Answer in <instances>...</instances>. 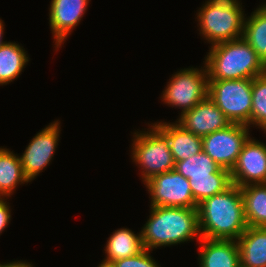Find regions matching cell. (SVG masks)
<instances>
[{
	"mask_svg": "<svg viewBox=\"0 0 266 267\" xmlns=\"http://www.w3.org/2000/svg\"><path fill=\"white\" fill-rule=\"evenodd\" d=\"M240 267H266V227H247L237 239Z\"/></svg>",
	"mask_w": 266,
	"mask_h": 267,
	"instance_id": "16",
	"label": "cell"
},
{
	"mask_svg": "<svg viewBox=\"0 0 266 267\" xmlns=\"http://www.w3.org/2000/svg\"><path fill=\"white\" fill-rule=\"evenodd\" d=\"M144 185L150 206L197 208L188 179L174 169L153 176Z\"/></svg>",
	"mask_w": 266,
	"mask_h": 267,
	"instance_id": "8",
	"label": "cell"
},
{
	"mask_svg": "<svg viewBox=\"0 0 266 267\" xmlns=\"http://www.w3.org/2000/svg\"><path fill=\"white\" fill-rule=\"evenodd\" d=\"M199 244V267H240L237 240L201 238Z\"/></svg>",
	"mask_w": 266,
	"mask_h": 267,
	"instance_id": "14",
	"label": "cell"
},
{
	"mask_svg": "<svg viewBox=\"0 0 266 267\" xmlns=\"http://www.w3.org/2000/svg\"><path fill=\"white\" fill-rule=\"evenodd\" d=\"M29 55L19 43L7 41L0 47V86L7 85L21 75L29 62Z\"/></svg>",
	"mask_w": 266,
	"mask_h": 267,
	"instance_id": "19",
	"label": "cell"
},
{
	"mask_svg": "<svg viewBox=\"0 0 266 267\" xmlns=\"http://www.w3.org/2000/svg\"><path fill=\"white\" fill-rule=\"evenodd\" d=\"M266 132V73L253 78L251 127Z\"/></svg>",
	"mask_w": 266,
	"mask_h": 267,
	"instance_id": "24",
	"label": "cell"
},
{
	"mask_svg": "<svg viewBox=\"0 0 266 267\" xmlns=\"http://www.w3.org/2000/svg\"><path fill=\"white\" fill-rule=\"evenodd\" d=\"M203 68H184L171 76L161 94L164 104L181 109V115L208 97L209 78Z\"/></svg>",
	"mask_w": 266,
	"mask_h": 267,
	"instance_id": "7",
	"label": "cell"
},
{
	"mask_svg": "<svg viewBox=\"0 0 266 267\" xmlns=\"http://www.w3.org/2000/svg\"><path fill=\"white\" fill-rule=\"evenodd\" d=\"M152 251L143 249L140 253L114 261L115 267H161L151 256Z\"/></svg>",
	"mask_w": 266,
	"mask_h": 267,
	"instance_id": "25",
	"label": "cell"
},
{
	"mask_svg": "<svg viewBox=\"0 0 266 267\" xmlns=\"http://www.w3.org/2000/svg\"><path fill=\"white\" fill-rule=\"evenodd\" d=\"M230 173L239 187L266 184V143L249 137Z\"/></svg>",
	"mask_w": 266,
	"mask_h": 267,
	"instance_id": "11",
	"label": "cell"
},
{
	"mask_svg": "<svg viewBox=\"0 0 266 267\" xmlns=\"http://www.w3.org/2000/svg\"><path fill=\"white\" fill-rule=\"evenodd\" d=\"M89 2L90 0H51L48 19L56 51L79 25Z\"/></svg>",
	"mask_w": 266,
	"mask_h": 267,
	"instance_id": "12",
	"label": "cell"
},
{
	"mask_svg": "<svg viewBox=\"0 0 266 267\" xmlns=\"http://www.w3.org/2000/svg\"><path fill=\"white\" fill-rule=\"evenodd\" d=\"M197 211L201 238L237 240L248 227L241 189L235 184L201 201Z\"/></svg>",
	"mask_w": 266,
	"mask_h": 267,
	"instance_id": "1",
	"label": "cell"
},
{
	"mask_svg": "<svg viewBox=\"0 0 266 267\" xmlns=\"http://www.w3.org/2000/svg\"><path fill=\"white\" fill-rule=\"evenodd\" d=\"M4 27H5L4 22L0 18V47L7 42V41H3V39H4L3 36H4V31H5Z\"/></svg>",
	"mask_w": 266,
	"mask_h": 267,
	"instance_id": "28",
	"label": "cell"
},
{
	"mask_svg": "<svg viewBox=\"0 0 266 267\" xmlns=\"http://www.w3.org/2000/svg\"><path fill=\"white\" fill-rule=\"evenodd\" d=\"M194 201H201L215 194H219L229 188L233 183L230 170L221 168L213 177H201L188 179Z\"/></svg>",
	"mask_w": 266,
	"mask_h": 267,
	"instance_id": "22",
	"label": "cell"
},
{
	"mask_svg": "<svg viewBox=\"0 0 266 267\" xmlns=\"http://www.w3.org/2000/svg\"><path fill=\"white\" fill-rule=\"evenodd\" d=\"M0 267H33L32 263L27 262L26 260H16L10 261L7 263H0Z\"/></svg>",
	"mask_w": 266,
	"mask_h": 267,
	"instance_id": "27",
	"label": "cell"
},
{
	"mask_svg": "<svg viewBox=\"0 0 266 267\" xmlns=\"http://www.w3.org/2000/svg\"><path fill=\"white\" fill-rule=\"evenodd\" d=\"M21 159L9 148L0 147V198L9 199L19 185L29 183ZM9 197V198H8Z\"/></svg>",
	"mask_w": 266,
	"mask_h": 267,
	"instance_id": "17",
	"label": "cell"
},
{
	"mask_svg": "<svg viewBox=\"0 0 266 267\" xmlns=\"http://www.w3.org/2000/svg\"><path fill=\"white\" fill-rule=\"evenodd\" d=\"M184 130L201 138L231 124L222 110L208 96L175 121Z\"/></svg>",
	"mask_w": 266,
	"mask_h": 267,
	"instance_id": "13",
	"label": "cell"
},
{
	"mask_svg": "<svg viewBox=\"0 0 266 267\" xmlns=\"http://www.w3.org/2000/svg\"><path fill=\"white\" fill-rule=\"evenodd\" d=\"M141 231L147 250L201 240L197 208L150 206V215Z\"/></svg>",
	"mask_w": 266,
	"mask_h": 267,
	"instance_id": "2",
	"label": "cell"
},
{
	"mask_svg": "<svg viewBox=\"0 0 266 267\" xmlns=\"http://www.w3.org/2000/svg\"><path fill=\"white\" fill-rule=\"evenodd\" d=\"M252 81L209 80L208 96L231 123L251 127Z\"/></svg>",
	"mask_w": 266,
	"mask_h": 267,
	"instance_id": "6",
	"label": "cell"
},
{
	"mask_svg": "<svg viewBox=\"0 0 266 267\" xmlns=\"http://www.w3.org/2000/svg\"><path fill=\"white\" fill-rule=\"evenodd\" d=\"M153 124L167 137L175 162L186 160L203 150L202 138L184 130L176 122L158 121Z\"/></svg>",
	"mask_w": 266,
	"mask_h": 267,
	"instance_id": "15",
	"label": "cell"
},
{
	"mask_svg": "<svg viewBox=\"0 0 266 267\" xmlns=\"http://www.w3.org/2000/svg\"><path fill=\"white\" fill-rule=\"evenodd\" d=\"M240 189L247 225L266 227V184H250Z\"/></svg>",
	"mask_w": 266,
	"mask_h": 267,
	"instance_id": "20",
	"label": "cell"
},
{
	"mask_svg": "<svg viewBox=\"0 0 266 267\" xmlns=\"http://www.w3.org/2000/svg\"><path fill=\"white\" fill-rule=\"evenodd\" d=\"M210 47L203 61L209 80L253 79L266 73V65L243 37Z\"/></svg>",
	"mask_w": 266,
	"mask_h": 267,
	"instance_id": "3",
	"label": "cell"
},
{
	"mask_svg": "<svg viewBox=\"0 0 266 267\" xmlns=\"http://www.w3.org/2000/svg\"><path fill=\"white\" fill-rule=\"evenodd\" d=\"M144 249L141 231L135 234L129 228L115 230L106 242L104 261L114 262L140 253Z\"/></svg>",
	"mask_w": 266,
	"mask_h": 267,
	"instance_id": "18",
	"label": "cell"
},
{
	"mask_svg": "<svg viewBox=\"0 0 266 267\" xmlns=\"http://www.w3.org/2000/svg\"><path fill=\"white\" fill-rule=\"evenodd\" d=\"M239 0H207L196 13L199 34L212 45L243 37L245 14Z\"/></svg>",
	"mask_w": 266,
	"mask_h": 267,
	"instance_id": "4",
	"label": "cell"
},
{
	"mask_svg": "<svg viewBox=\"0 0 266 267\" xmlns=\"http://www.w3.org/2000/svg\"><path fill=\"white\" fill-rule=\"evenodd\" d=\"M243 38L266 65V3L259 5L250 16H245Z\"/></svg>",
	"mask_w": 266,
	"mask_h": 267,
	"instance_id": "21",
	"label": "cell"
},
{
	"mask_svg": "<svg viewBox=\"0 0 266 267\" xmlns=\"http://www.w3.org/2000/svg\"><path fill=\"white\" fill-rule=\"evenodd\" d=\"M148 127L147 131L136 130L133 133L131 145V159L141 170L143 184L175 167L167 137L153 123Z\"/></svg>",
	"mask_w": 266,
	"mask_h": 267,
	"instance_id": "5",
	"label": "cell"
},
{
	"mask_svg": "<svg viewBox=\"0 0 266 267\" xmlns=\"http://www.w3.org/2000/svg\"><path fill=\"white\" fill-rule=\"evenodd\" d=\"M98 267H115V265L113 264V262L102 260V262L98 265Z\"/></svg>",
	"mask_w": 266,
	"mask_h": 267,
	"instance_id": "29",
	"label": "cell"
},
{
	"mask_svg": "<svg viewBox=\"0 0 266 267\" xmlns=\"http://www.w3.org/2000/svg\"><path fill=\"white\" fill-rule=\"evenodd\" d=\"M250 128L246 125L231 123L202 138V149L219 166L232 170L243 145L250 137Z\"/></svg>",
	"mask_w": 266,
	"mask_h": 267,
	"instance_id": "9",
	"label": "cell"
},
{
	"mask_svg": "<svg viewBox=\"0 0 266 267\" xmlns=\"http://www.w3.org/2000/svg\"><path fill=\"white\" fill-rule=\"evenodd\" d=\"M11 207L7 198H0V235L11 221Z\"/></svg>",
	"mask_w": 266,
	"mask_h": 267,
	"instance_id": "26",
	"label": "cell"
},
{
	"mask_svg": "<svg viewBox=\"0 0 266 267\" xmlns=\"http://www.w3.org/2000/svg\"><path fill=\"white\" fill-rule=\"evenodd\" d=\"M60 121L47 125L29 142L22 155L19 154L24 175L31 182L50 165L56 153L60 137Z\"/></svg>",
	"mask_w": 266,
	"mask_h": 267,
	"instance_id": "10",
	"label": "cell"
},
{
	"mask_svg": "<svg viewBox=\"0 0 266 267\" xmlns=\"http://www.w3.org/2000/svg\"><path fill=\"white\" fill-rule=\"evenodd\" d=\"M222 167L219 166L203 150L186 160L175 162L174 170L180 173L186 179L213 177Z\"/></svg>",
	"mask_w": 266,
	"mask_h": 267,
	"instance_id": "23",
	"label": "cell"
}]
</instances>
